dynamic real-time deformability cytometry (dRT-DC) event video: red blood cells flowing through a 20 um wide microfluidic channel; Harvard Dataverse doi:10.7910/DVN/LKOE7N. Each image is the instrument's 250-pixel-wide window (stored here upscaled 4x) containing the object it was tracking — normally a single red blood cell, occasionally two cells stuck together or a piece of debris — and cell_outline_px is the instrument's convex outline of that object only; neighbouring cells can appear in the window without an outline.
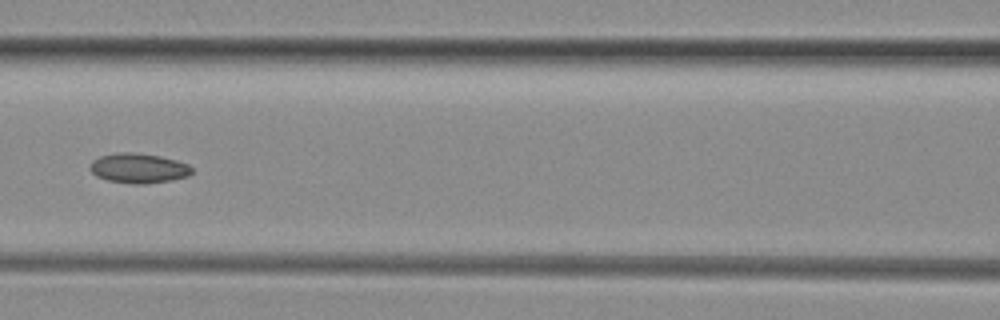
{"species": "common noctule bat (a hibernating species)", "species_latin": "Nyctalus noctula", "temperature_condition": "room temperature", "stored_images_in_passage": 49, "camera_frame_rate_fps": 3000, "um_per_image_px": 0.085, "animal": {"sex": "female", "body_mass_g": 29.2, "forearm_length_mm": 56.3}, "frame": {"image": 1, "passage_image": 22, "time_ms": 7.0, "image_size_px": [1000, 320], "cell_outline_px": [[192, 172], [188, 176], [172, 180], [148, 184], [132, 184], [108, 180], [96, 176], [88, 168], [92, 160], [100, 156], [120, 152], [132, 152], [160, 156], [176, 160], [188, 164], [192, 168]], "centroid_in_image_um": [11.77, 14.3], "position_along_channel_um": 154.8, "area_um2": 17.8}}